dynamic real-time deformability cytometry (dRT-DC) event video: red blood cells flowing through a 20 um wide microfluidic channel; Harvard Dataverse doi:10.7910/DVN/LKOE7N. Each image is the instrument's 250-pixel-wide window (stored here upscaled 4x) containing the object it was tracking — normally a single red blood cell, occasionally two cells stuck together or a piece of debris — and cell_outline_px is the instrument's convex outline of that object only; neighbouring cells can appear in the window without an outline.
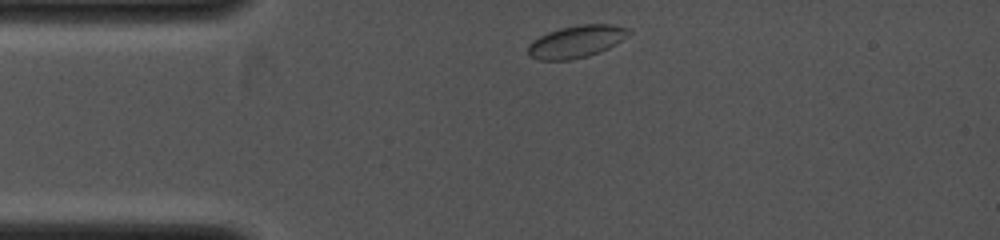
{"species": "common noctule bat (a hibernating species)", "species_latin": "Nyctalus noctula", "temperature_condition": "cold", "stored_images_in_passage": 28, "camera_frame_rate_fps": 4000, "um_per_image_px": 0.085, "animal": {"sex": "female", "body_mass_g": 19.0, "forearm_length_mm": 53.3}, "frame": {"image": 1, "passage_image": 1, "time_ms": 0.0, "image_size_px": [1000, 240], "cell_outline_px": [[632, 32], [628, 36], [616, 44], [600, 52], [588, 56], [572, 60], [540, 60], [528, 56], [528, 44], [532, 40], [548, 32], [560, 28], [580, 24], [612, 24], [632, 28]], "centroid_in_image_um": [49.02, 3.53], "position_along_channel_um": 36.0, "area_um2": 19.25}}
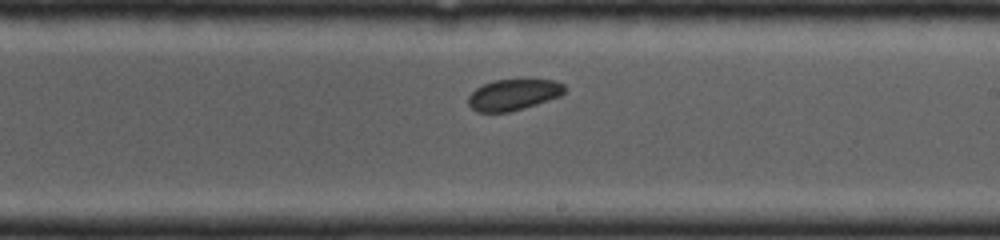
{"frame": {"image": 2, "passage_image": 14, "time_ms": 4.5, "image_size_px": [1000, 240], "cell_outline_px": [[568, 88], [560, 96], [524, 108], [508, 112], [476, 112], [468, 104], [468, 96], [476, 88], [484, 84], [496, 80], [524, 76], [556, 80], [564, 84]], "centroid_in_image_um": [43.7, 7.98], "position_along_channel_um": 245.3, "area_um2": 18.26}}
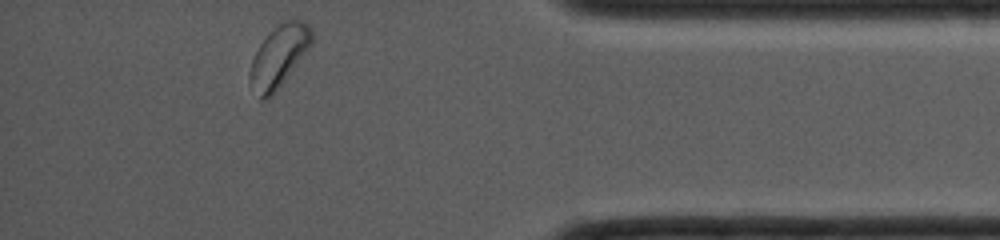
{"frame": {"image": 3, "passage_image": 28, "time_ms": 8.0, "image_size_px": [1000, 240], "cell_outline_px": [[312, 44], [276, 92], [272, 96], [264, 100], [260, 100], [248, 84], [248, 76], [252, 60], [260, 44], [280, 24], [296, 16], [304, 20], [308, 24], [312, 32]], "centroid_in_image_um": [23.7, 4.82], "position_along_channel_um": 411.5, "area_um2": 22.25}}